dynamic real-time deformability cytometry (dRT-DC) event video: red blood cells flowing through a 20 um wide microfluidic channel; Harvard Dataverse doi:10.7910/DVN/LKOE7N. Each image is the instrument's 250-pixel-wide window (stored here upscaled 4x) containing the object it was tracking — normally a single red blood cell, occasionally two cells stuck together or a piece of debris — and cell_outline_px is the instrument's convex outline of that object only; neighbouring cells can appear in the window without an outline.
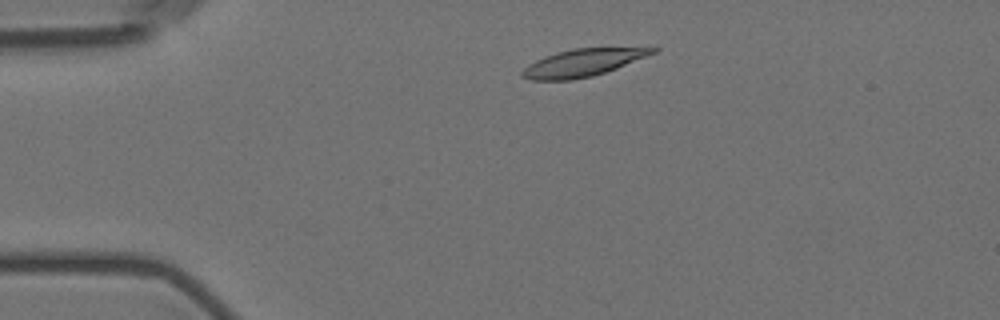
{"species": "Egyptian fruit bat (a non-hibernating species)", "species_latin": "Rousettus aegyptiacus", "temperature_condition": "room temperature", "stored_images_in_passage": 4, "camera_frame_rate_fps": 3000, "um_per_image_px": 0.085, "animal": {"sex": "female"}, "frame": {"image": 1, "passage_image": 2, "time_ms": 1.0, "image_size_px": [1000, 320], "cell_outline_px": [[660, 48], [656, 52], [616, 68], [592, 76], [572, 80], [532, 80], [520, 76], [520, 72], [528, 64], [544, 56], [556, 52], [572, 48]], "centroid_in_image_um": [49.45, 5.34], "position_along_channel_um": 35.5, "area_um2": 20.58}}
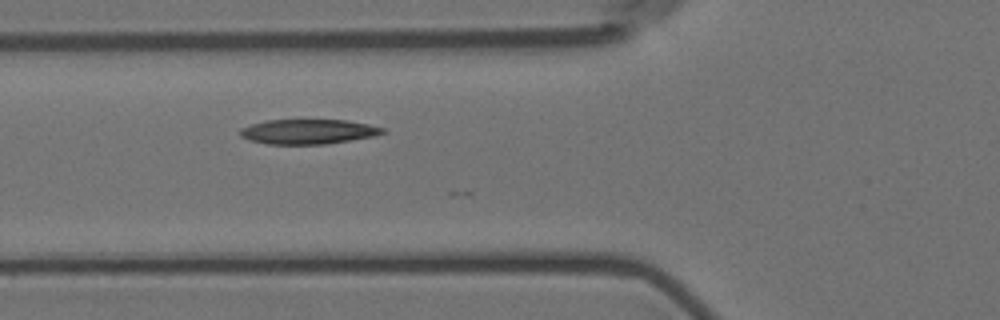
{"frame": {"image": 2, "passage_image": 4, "time_ms": 4.0, "image_size_px": [1000, 320], "cell_outline_px": [[384, 132], [372, 136], [324, 144], [268, 144], [248, 140], [240, 136], [240, 128], [264, 120], [344, 120], [368, 124], [384, 128]], "centroid_in_image_um": [26.12, 11.18], "position_along_channel_um": 99.7, "area_um2": 20.35}}